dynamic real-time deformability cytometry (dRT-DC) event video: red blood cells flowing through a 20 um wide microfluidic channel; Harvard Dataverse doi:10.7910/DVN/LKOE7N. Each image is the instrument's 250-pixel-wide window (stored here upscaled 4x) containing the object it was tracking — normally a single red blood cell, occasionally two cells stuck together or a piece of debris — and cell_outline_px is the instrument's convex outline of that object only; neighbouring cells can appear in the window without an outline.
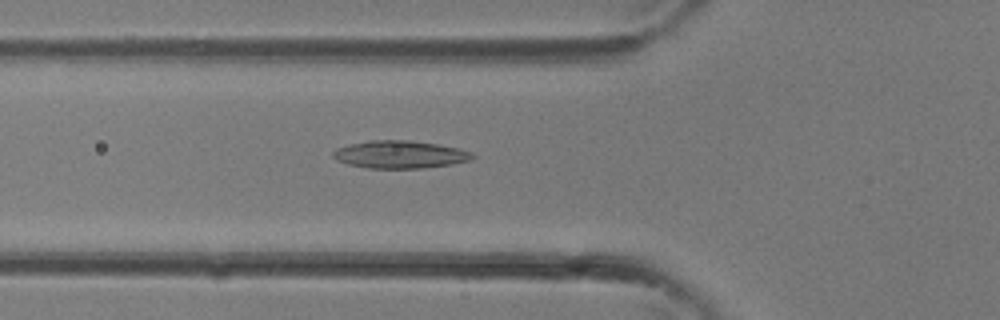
{"species": "common noctule bat (a hibernating species)", "species_latin": "Nyctalus noctula", "temperature_condition": "room temperature", "stored_images_in_passage": 34, "camera_frame_rate_fps": 3000, "um_per_image_px": 0.085, "animal": {"sex": "female"}, "frame": {"image": 1, "passage_image": 12, "time_ms": 3.667, "image_size_px": [1000, 320], "cell_outline_px": [[476, 156], [472, 160], [452, 164], [424, 168], [368, 168], [348, 164], [336, 160], [332, 156], [332, 152], [336, 148], [348, 144], [368, 140], [408, 140], [436, 144], [460, 148], [472, 152]], "centroid_in_image_um": [34.0, 13.13], "position_along_channel_um": 91.8, "area_um2": 22.66}}
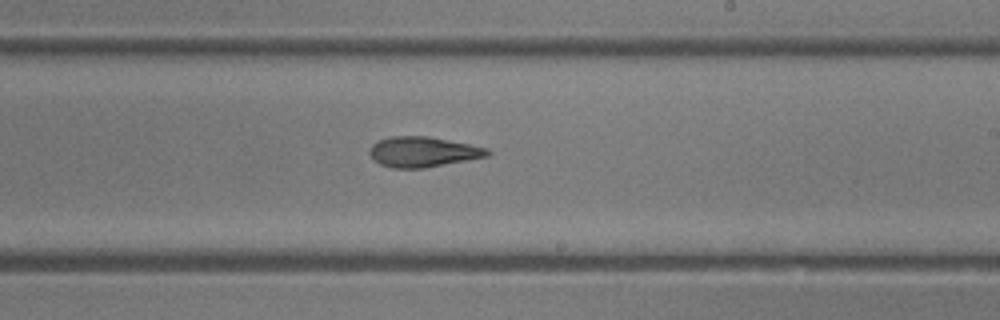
{"frame": {"image": 2, "passage_image": 20, "time_ms": 6.333, "image_size_px": [1000, 320], "cell_outline_px": [[492, 152], [488, 156], [424, 168], [392, 168], [380, 164], [368, 152], [372, 144], [380, 140], [392, 136], [428, 136], [488, 148]], "centroid_in_image_um": [35.96, 12.91], "position_along_channel_um": 253.0, "area_um2": 20.58}}
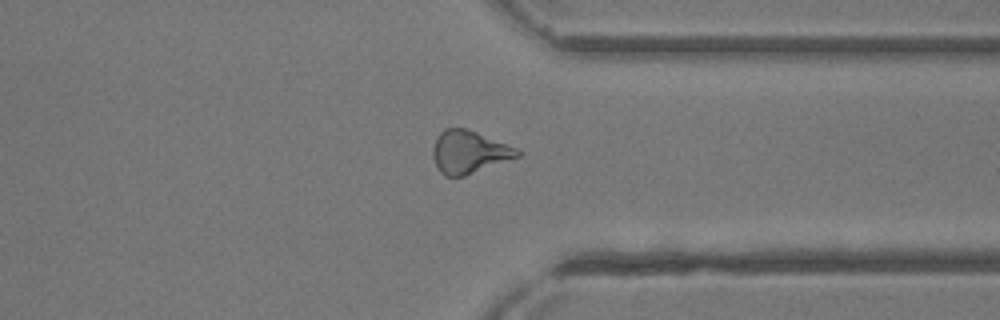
{"frame": {"image": 3, "passage_image": 26, "time_ms": 8.333, "image_size_px": [1000, 320], "cell_outline_px": [[524, 152], [520, 156], [464, 176], [444, 176], [436, 168], [432, 156], [432, 148], [436, 136], [444, 128], [464, 128], [476, 132], [520, 148]], "centroid_in_image_um": [39.87, 12.92], "position_along_channel_um": 371.5, "area_um2": 21.33}}